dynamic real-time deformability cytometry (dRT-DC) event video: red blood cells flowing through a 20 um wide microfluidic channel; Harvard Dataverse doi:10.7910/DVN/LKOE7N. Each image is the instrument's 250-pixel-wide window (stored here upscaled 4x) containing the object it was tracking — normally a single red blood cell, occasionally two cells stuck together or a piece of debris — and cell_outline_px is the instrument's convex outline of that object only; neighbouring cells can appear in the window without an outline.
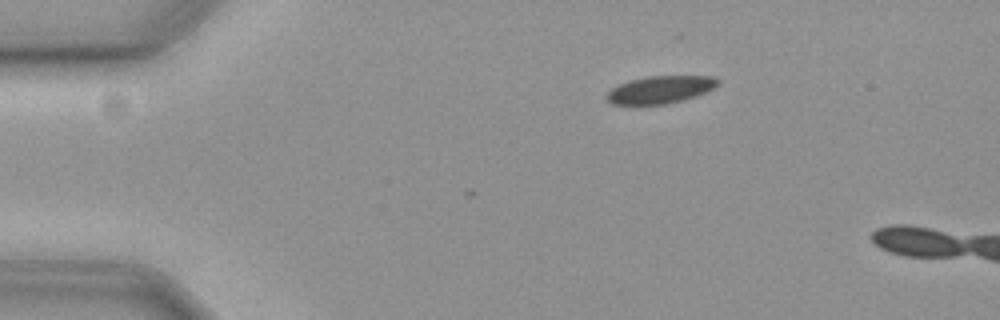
{"species": "common noctule bat (a hibernating species)", "species_latin": "Nyctalus noctula", "temperature_condition": "cold", "stored_images_in_passage": 5, "camera_frame_rate_fps": 3000, "um_per_image_px": 0.085, "animal": {"sex": "female", "body_mass_g": 19.3, "forearm_length_mm": 54.1}, "frame": {"image": 1, "passage_image": 2, "time_ms": 0.333, "image_size_px": [1000, 320], "cell_outline_px": [[720, 84], [696, 96], [664, 104], [612, 104], [604, 96], [612, 88], [628, 80], [648, 76], [712, 76], [720, 80]], "centroid_in_image_um": [56.11, 7.6], "position_along_channel_um": 28.9, "area_um2": 17.63}}